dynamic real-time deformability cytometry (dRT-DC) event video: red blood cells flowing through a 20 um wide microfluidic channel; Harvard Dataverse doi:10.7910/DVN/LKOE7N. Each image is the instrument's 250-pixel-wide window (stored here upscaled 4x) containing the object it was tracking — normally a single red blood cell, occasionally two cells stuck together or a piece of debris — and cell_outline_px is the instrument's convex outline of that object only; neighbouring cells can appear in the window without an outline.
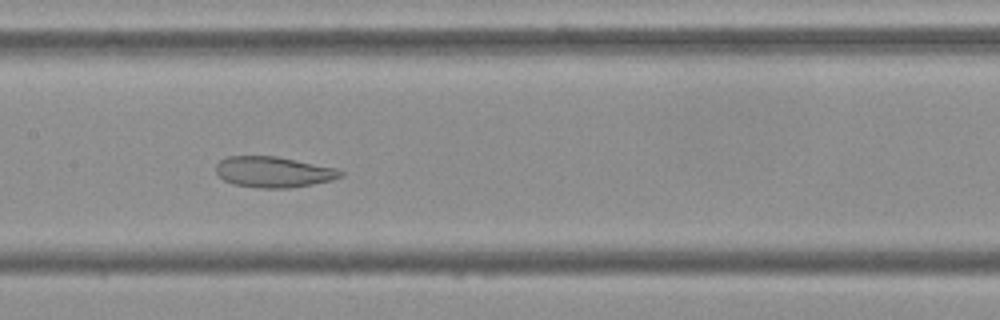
{"species": "Egyptian fruit bat (a non-hibernating species)", "species_latin": "Rousettus aegyptiacus", "temperature_condition": "cold", "stored_images_in_passage": 46, "segment_of_instrument_passage": [1, 2], "camera_frame_rate_fps": 3000, "um_per_image_px": 0.085, "frame": {"image": 1, "passage_image": 25, "time_ms": 8.0, "image_size_px": [1000, 320], "cell_outline_px": [[344, 176], [332, 180], [312, 184], [288, 188], [260, 188], [232, 184], [224, 180], [216, 172], [216, 164], [220, 160], [228, 156], [276, 156], [336, 168], [344, 172]], "centroid_in_image_um": [23.25, 14.62], "position_along_channel_um": 184.2, "area_um2": 22.37}}
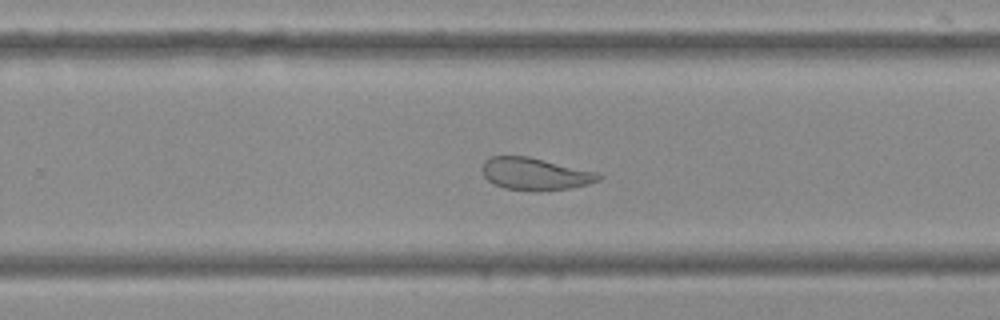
{"frame": {"image": 2, "passage_image": 33, "time_ms": 10.667, "image_size_px": [1000, 320], "cell_outline_px": [[604, 176], [600, 180], [588, 184], [572, 188], [504, 188], [488, 180], [484, 176], [480, 168], [484, 160], [492, 156], [528, 156], [600, 172]], "centroid_in_image_um": [45.51, 14.72], "position_along_channel_um": 284.3, "area_um2": 21.39}}
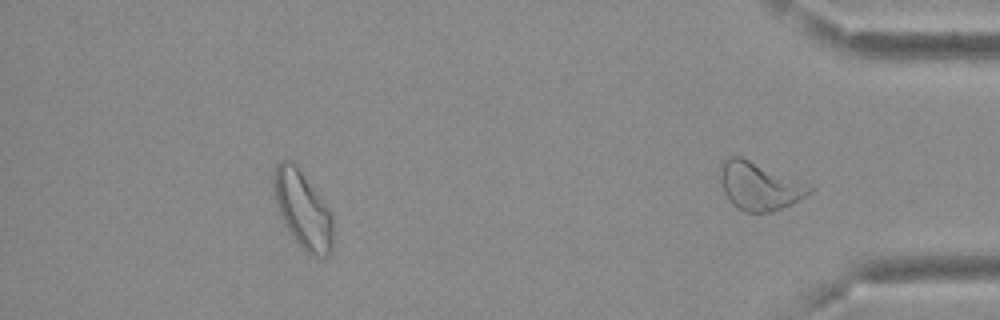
{"frame": {"image": 3, "passage_image": 40, "time_ms": 13.0, "image_size_px": [1000, 320], "cell_outline_px": [[332, 252], [328, 256], [312, 256], [304, 252], [300, 248], [284, 224], [276, 204], [272, 180], [276, 160], [292, 160], [328, 208], [332, 220]], "centroid_in_image_um": [25.7, 17.84], "position_along_channel_um": 409.5, "area_um2": 26.59}}